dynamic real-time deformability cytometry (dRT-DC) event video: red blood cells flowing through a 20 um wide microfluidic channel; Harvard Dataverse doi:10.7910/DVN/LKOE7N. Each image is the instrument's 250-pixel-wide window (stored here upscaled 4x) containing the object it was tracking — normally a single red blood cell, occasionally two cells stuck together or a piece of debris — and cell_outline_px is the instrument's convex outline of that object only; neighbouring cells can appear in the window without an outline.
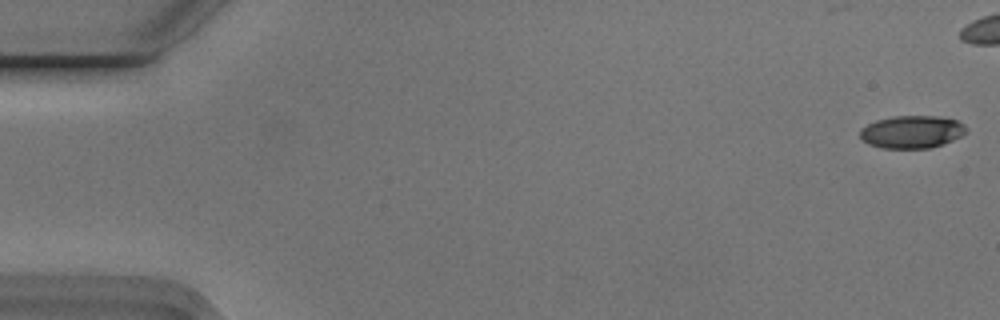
{"species": "Egyptian fruit bat (a non-hibernating species)", "species_latin": "Rousettus aegyptiacus", "temperature_condition": "cold", "stored_images_in_passage": 7, "camera_frame_rate_fps": 3000, "um_per_image_px": 0.085, "animal": {"sex": "male"}, "frame": {"image": 1, "passage_image": 1, "time_ms": 0.0, "image_size_px": [1000, 320], "cell_outline_px": [[968, 128], [960, 136], [952, 140], [932, 148], [880, 148], [868, 144], [860, 136], [860, 128], [876, 120], [892, 116], [936, 116], [956, 120], [964, 124]], "centroid_in_image_um": [77.49, 11.21], "position_along_channel_um": 7.5, "area_um2": 20.17}}